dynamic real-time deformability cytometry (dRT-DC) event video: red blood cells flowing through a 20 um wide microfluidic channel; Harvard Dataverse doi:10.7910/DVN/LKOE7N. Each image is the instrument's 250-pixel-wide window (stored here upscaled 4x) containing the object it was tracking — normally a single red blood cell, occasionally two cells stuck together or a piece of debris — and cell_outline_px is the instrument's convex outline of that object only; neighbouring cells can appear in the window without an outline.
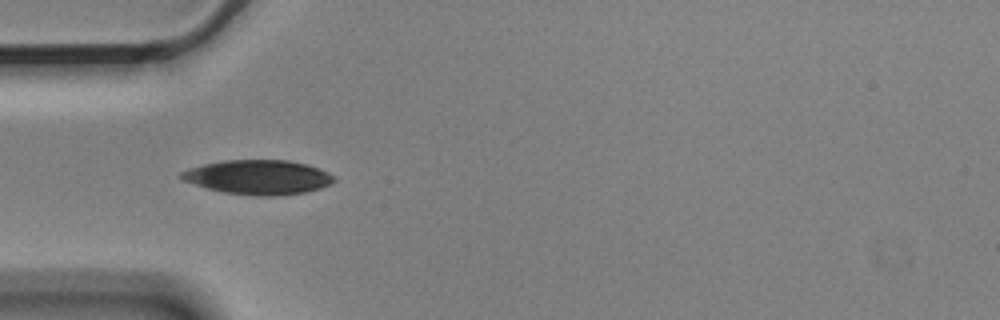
{"species": "Egyptian fruit bat (a non-hibernating species)", "species_latin": "Rousettus aegyptiacus", "temperature_condition": "cold", "stored_images_in_passage": 7, "camera_frame_rate_fps": 3000, "um_per_image_px": 0.085, "animal": {"sex": "male"}, "frame": {"image": 1, "passage_image": 5, "time_ms": 1.333, "image_size_px": [1000, 320], "cell_outline_px": [[336, 180], [332, 184], [320, 188], [304, 192], [272, 196], [264, 196], [224, 192], [208, 188], [184, 180], [176, 176], [180, 172], [188, 168], [204, 164], [224, 160], [288, 160], [308, 164], [328, 172], [336, 176]], "centroid_in_image_um": [21.97, 15.04], "position_along_channel_um": 63.0, "area_um2": 30.58}}
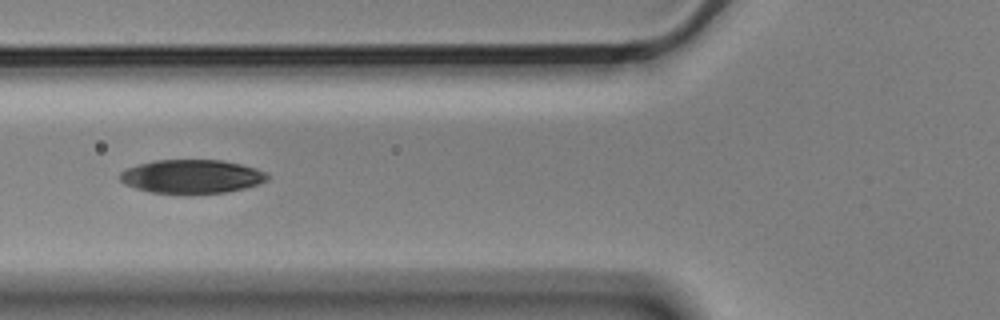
{"frame": {"image": 2, "passage_image": 6, "time_ms": 1.667, "image_size_px": [1000, 320], "cell_outline_px": [[268, 180], [260, 184], [244, 188], [224, 192], [152, 192], [136, 188], [124, 184], [120, 180], [120, 172], [136, 164], [156, 160], [220, 160], [240, 164], [256, 168], [264, 172], [268, 176]], "centroid_in_image_um": [16.29, 14.98], "position_along_channel_um": 109.5, "area_um2": 28.44}}
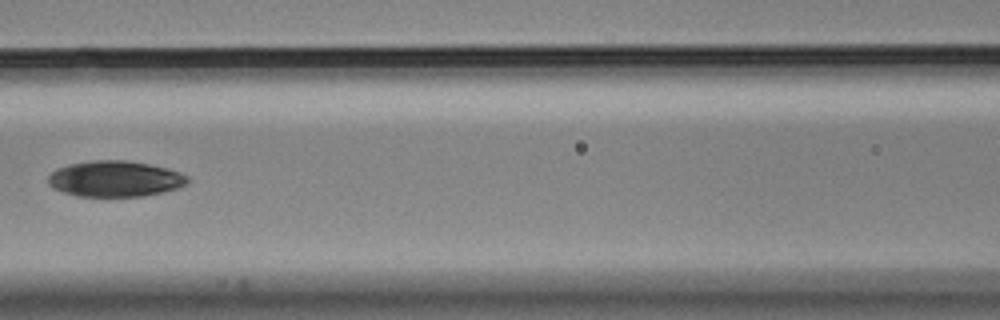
{"frame": {"image": 3, "passage_image": 7, "time_ms": 2.0, "image_size_px": [1000, 320], "cell_outline_px": [[192, 180], [188, 184], [180, 188], [164, 192], [144, 196], [76, 196], [52, 188], [48, 184], [48, 176], [56, 168], [68, 164], [92, 160], [124, 160], [148, 164], [164, 168], [188, 176]], "centroid_in_image_um": [9.78, 15.2], "position_along_channel_um": 156.8, "area_um2": 29.3}}